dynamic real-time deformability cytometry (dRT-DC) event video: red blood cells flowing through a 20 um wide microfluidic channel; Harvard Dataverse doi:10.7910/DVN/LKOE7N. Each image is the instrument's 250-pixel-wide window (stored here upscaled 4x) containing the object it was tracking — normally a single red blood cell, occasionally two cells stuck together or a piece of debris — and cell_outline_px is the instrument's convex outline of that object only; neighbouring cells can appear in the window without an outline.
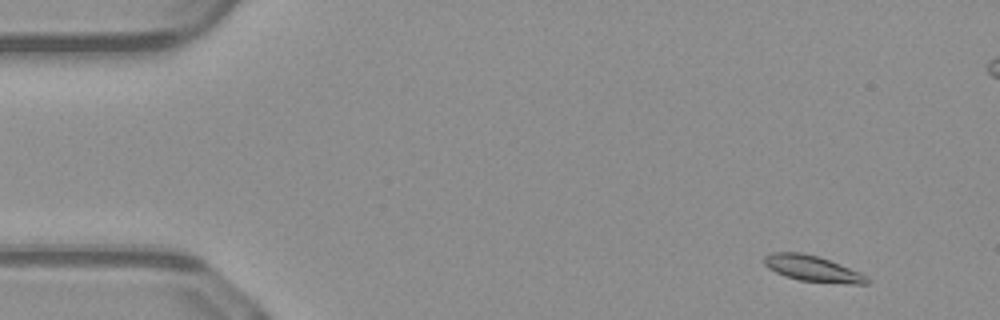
{"species": "common noctule bat (a hibernating species)", "species_latin": "Nyctalus noctula", "temperature_condition": "warm", "stored_images_in_passage": 50, "camera_frame_rate_fps": 3000, "um_per_image_px": 0.085, "animal": {"sex": "male", "body_mass_g": 23.1, "forearm_length_mm": 52.7}, "frame": {"image": 1, "passage_image": 3, "time_ms": 0.667, "image_size_px": [1000, 320], "cell_outline_px": [[872, 280], [868, 284], [852, 284], [800, 280], [784, 276], [768, 268], [764, 264], [764, 256], [772, 252], [800, 252], [820, 256], [860, 272], [868, 276]], "centroid_in_image_um": [69.1, 22.82], "position_along_channel_um": 15.9, "area_um2": 15.66}}
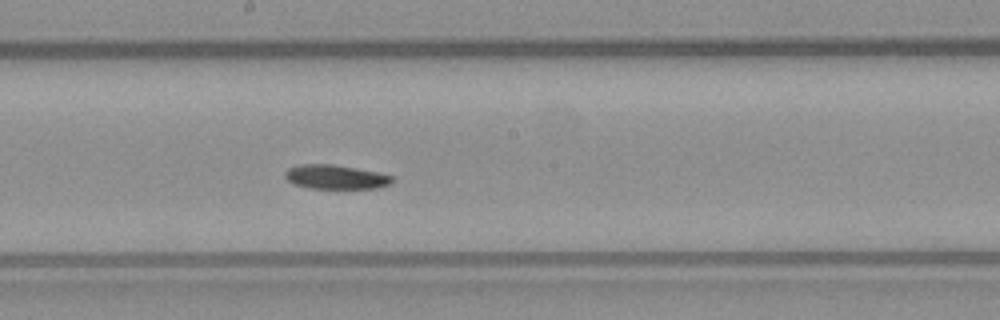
{"frame": {"image": 2, "passage_image": 26, "time_ms": 8.333, "image_size_px": [1000, 320], "cell_outline_px": [[392, 180], [388, 184], [380, 188], [308, 188], [296, 184], [288, 180], [284, 176], [284, 172], [288, 168], [300, 164], [332, 164], [376, 172], [392, 176]], "centroid_in_image_um": [28.48, 15.04], "position_along_channel_um": 219.7, "area_um2": 14.85}}
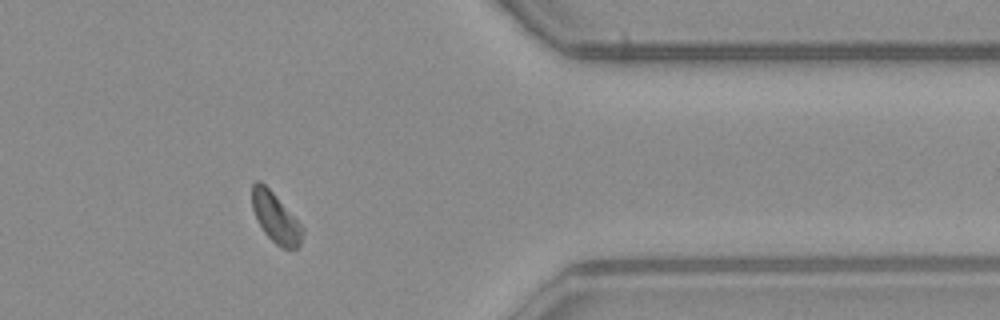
{"frame": {"image": 3, "passage_image": 40, "time_ms": 13.0, "image_size_px": [1000, 320], "cell_outline_px": [[304, 232], [300, 244], [296, 248], [280, 248], [264, 232], [252, 208], [252, 184], [256, 180], [260, 180], [272, 192], [304, 228]], "centroid_in_image_um": [23.43, 18.51], "position_along_channel_um": 388.0, "area_um2": 14.33}, "authors_computed_cell_mechanics": {"area_um2": 15.3748, "velocity_mm_per_s": 4.0607, "shape_relaxation_time_tau1_ms": 7.7207, "shape_relaxation_time_tau2_ms": 2.7469, "deformation_change_tau1": 0.2118, "deformation_change_tau2": 0.0731}}